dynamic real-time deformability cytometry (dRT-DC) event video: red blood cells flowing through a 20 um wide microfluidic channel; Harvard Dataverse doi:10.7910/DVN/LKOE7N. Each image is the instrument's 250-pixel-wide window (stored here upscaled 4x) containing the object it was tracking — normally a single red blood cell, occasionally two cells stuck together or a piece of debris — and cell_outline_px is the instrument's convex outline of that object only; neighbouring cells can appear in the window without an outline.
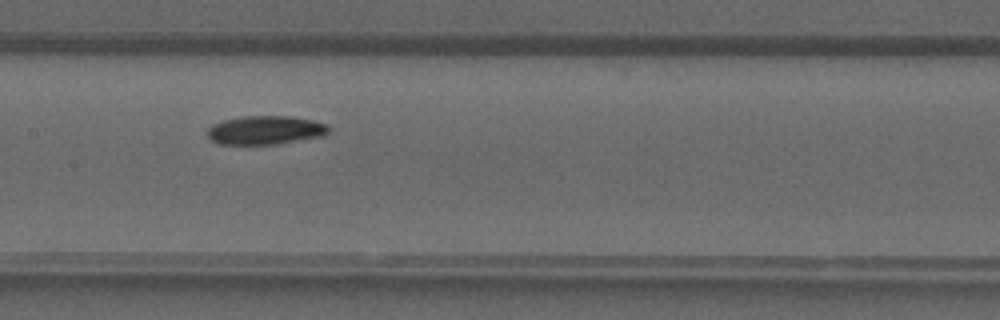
{"species": "common noctule bat (a hibernating species)", "species_latin": "Nyctalus noctula", "temperature_condition": "warm", "stored_images_in_passage": 15, "camera_frame_rate_fps": 3000, "um_per_image_px": 0.085, "animal": {"sex": "male", "forearm_length_mm": 52.5}, "frame": {"image": 1, "passage_image": 10, "time_ms": 3.0, "image_size_px": [1000, 320], "cell_outline_px": [[332, 128], [324, 136], [276, 144], [220, 144], [212, 140], [208, 136], [208, 128], [212, 124], [224, 120], [244, 116], [292, 116], [312, 120], [328, 124]], "centroid_in_image_um": [22.6, 11.06], "position_along_channel_um": 184.8, "area_um2": 20.35}}
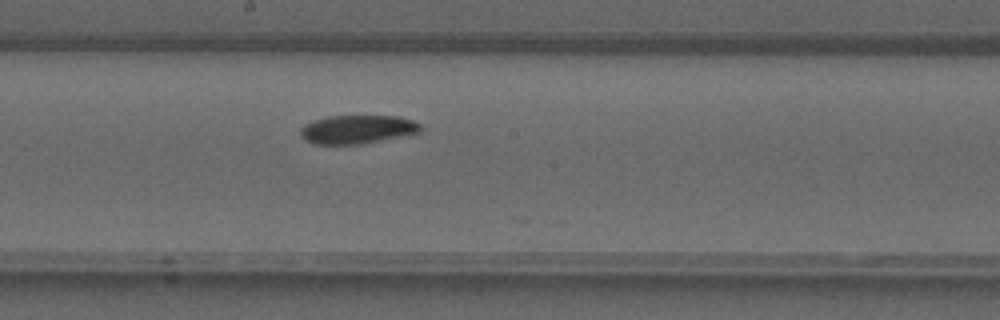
{"frame": {"image": 2, "passage_image": 12, "time_ms": 3.667, "image_size_px": [1000, 320], "cell_outline_px": [[420, 132], [360, 144], [316, 144], [304, 140], [300, 136], [300, 128], [304, 124], [328, 116], [400, 116], [412, 120], [420, 124]], "centroid_in_image_um": [30.33, 10.99], "position_along_channel_um": 217.9, "area_um2": 19.83}}
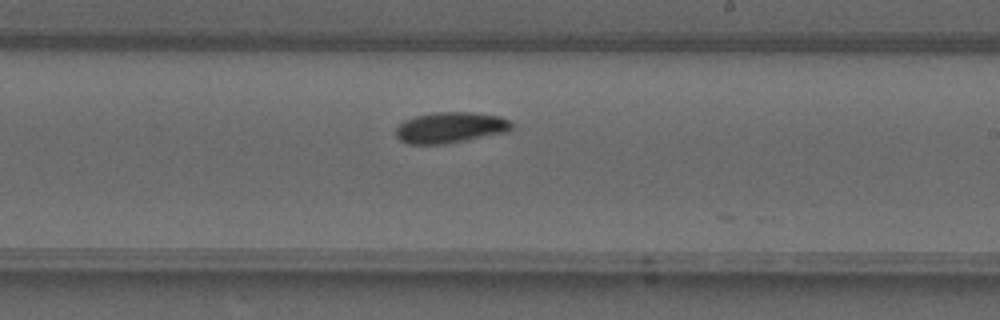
{"frame": {"image": 3, "passage_image": 14, "time_ms": 4.333, "image_size_px": [1000, 320], "cell_outline_px": [[516, 128], [508, 132], [444, 144], [408, 144], [400, 140], [396, 136], [396, 128], [404, 120], [416, 116], [436, 112], [472, 112], [500, 116], [512, 120]], "centroid_in_image_um": [38.35, 10.84], "position_along_channel_um": 250.7, "area_um2": 21.1}}